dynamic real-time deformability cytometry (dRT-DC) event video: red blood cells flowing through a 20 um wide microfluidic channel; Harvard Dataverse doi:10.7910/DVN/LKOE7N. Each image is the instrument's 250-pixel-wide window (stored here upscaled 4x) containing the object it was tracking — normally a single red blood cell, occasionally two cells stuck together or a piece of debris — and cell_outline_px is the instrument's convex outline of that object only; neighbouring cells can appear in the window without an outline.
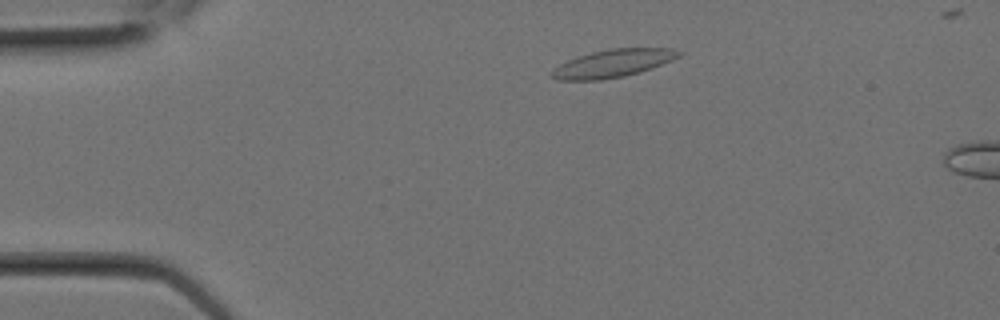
{"species": "Egyptian fruit bat (a non-hibernating species)", "species_latin": "Rousettus aegyptiacus", "temperature_condition": "room temperature", "stored_images_in_passage": 2, "camera_frame_rate_fps": 3000, "um_per_image_px": 0.085, "animal": {"sex": "female"}, "frame": {"image": 1, "passage_image": 1, "time_ms": 0.0, "image_size_px": [1000, 320], "cell_outline_px": [[680, 56], [652, 68], [640, 72], [624, 76], [600, 80], [556, 80], [548, 72], [552, 68], [576, 56], [592, 52], [612, 48], [672, 48], [680, 52]], "centroid_in_image_um": [52.04, 5.39], "position_along_channel_um": 33.0, "area_um2": 20.58}}